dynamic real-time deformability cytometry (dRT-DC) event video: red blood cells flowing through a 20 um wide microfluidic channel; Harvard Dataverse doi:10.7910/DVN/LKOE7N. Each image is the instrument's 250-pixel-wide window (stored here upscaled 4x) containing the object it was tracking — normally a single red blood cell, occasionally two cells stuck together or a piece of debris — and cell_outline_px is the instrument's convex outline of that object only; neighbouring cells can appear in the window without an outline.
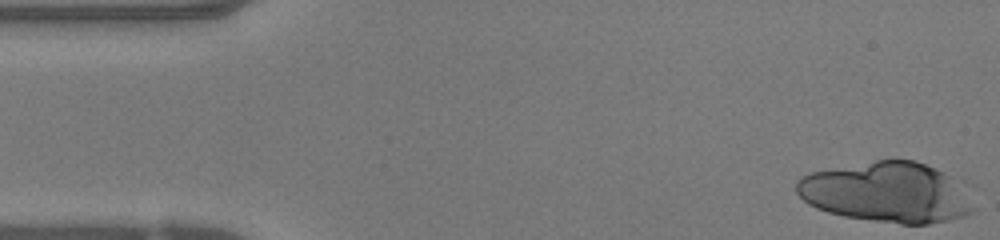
{"species": "human", "species_latin": "Homo sapiens", "temperature_condition": "warm", "stored_images_in_passage": 36, "camera_frame_rate_fps": 3000, "um_per_image_px": 0.085, "donor": {"sex": "female"}, "frame": {"image": 1, "passage_image": 1, "time_ms": 0.0, "image_size_px": [1000, 240], "cell_outline_px": [[976, 208], [972, 212], [964, 216], [948, 220], [928, 224], [900, 224], [844, 216], [828, 212], [816, 208], [808, 204], [796, 192], [796, 180], [800, 176], [812, 172], [876, 160], [916, 160], [936, 168], [944, 172], [956, 180]], "centroid_in_image_um": [75.36, 16.35], "position_along_channel_um": 9.6, "area_um2": 62.02}}